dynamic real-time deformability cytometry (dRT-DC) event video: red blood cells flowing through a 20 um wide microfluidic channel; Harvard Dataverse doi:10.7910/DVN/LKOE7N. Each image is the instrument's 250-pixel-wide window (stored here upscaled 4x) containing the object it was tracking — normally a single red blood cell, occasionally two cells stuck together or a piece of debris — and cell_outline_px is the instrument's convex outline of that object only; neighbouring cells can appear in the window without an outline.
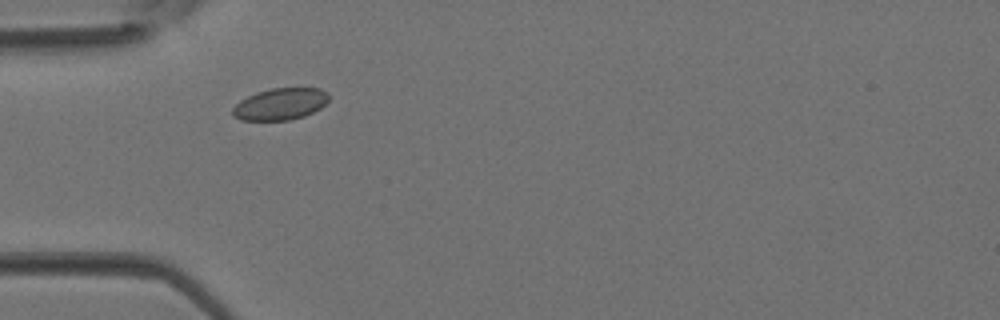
{"species": "Egyptian fruit bat (a non-hibernating species)", "species_latin": "Rousettus aegyptiacus", "temperature_condition": "room temperature", "stored_images_in_passage": 3, "camera_frame_rate_fps": 3000, "um_per_image_px": 0.085, "animal": {"sex": "female"}, "frame": {"image": 1, "passage_image": 2, "time_ms": 0.333, "image_size_px": [1000, 320], "cell_outline_px": [[328, 100], [320, 108], [304, 116], [288, 120], [240, 120], [232, 116], [232, 108], [240, 100], [256, 92], [272, 88], [320, 88], [328, 92]], "centroid_in_image_um": [23.8, 8.84], "position_along_channel_um": 61.2, "area_um2": 17.8}}
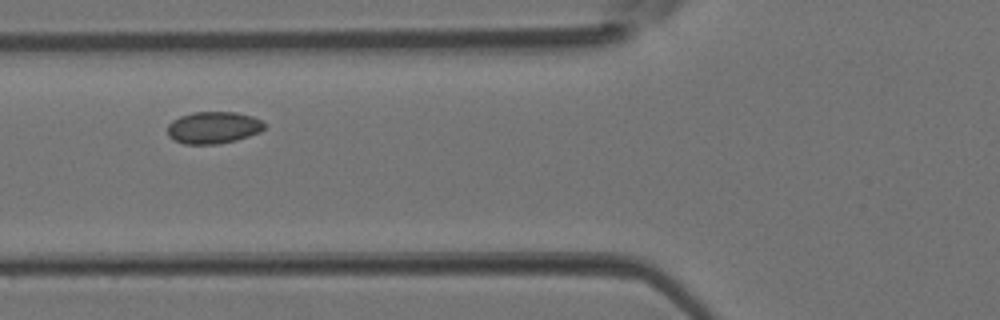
{"frame": {"image": 2, "passage_image": 3, "time_ms": 0.667, "image_size_px": [1000, 320], "cell_outline_px": [[264, 128], [260, 132], [236, 140], [220, 144], [184, 144], [168, 136], [168, 124], [172, 120], [180, 116], [192, 112], [236, 112], [252, 116], [260, 120], [264, 124]], "centroid_in_image_um": [18.12, 10.84], "position_along_channel_um": 107.7, "area_um2": 18.03}}